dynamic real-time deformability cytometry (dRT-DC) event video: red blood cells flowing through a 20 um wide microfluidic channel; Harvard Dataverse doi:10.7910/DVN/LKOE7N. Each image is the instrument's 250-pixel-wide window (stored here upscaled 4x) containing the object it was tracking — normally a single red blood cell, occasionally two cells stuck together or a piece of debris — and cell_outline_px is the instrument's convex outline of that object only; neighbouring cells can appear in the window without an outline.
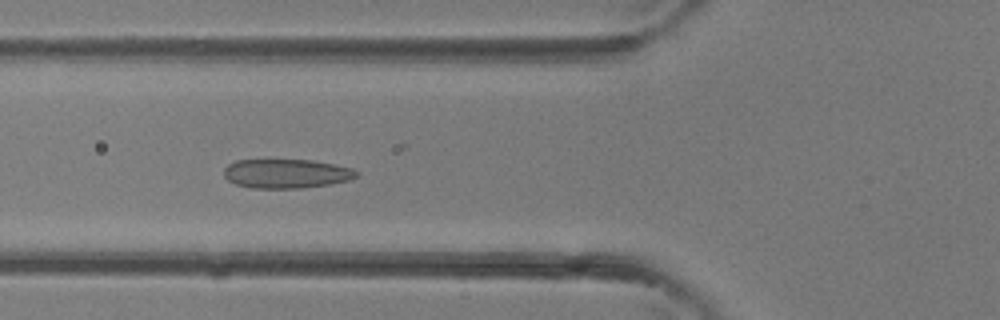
{"species": "common noctule bat (a hibernating species)", "species_latin": "Nyctalus noctula", "temperature_condition": "room temperature", "stored_images_in_passage": 20, "camera_frame_rate_fps": 3000, "um_per_image_px": 0.085, "animal": {"sex": "female"}, "frame": {"image": 1, "passage_image": 15, "time_ms": 4.667, "image_size_px": [1000, 320], "cell_outline_px": [[360, 176], [348, 180], [332, 184], [300, 188], [252, 188], [236, 184], [228, 180], [224, 176], [224, 168], [228, 164], [236, 160], [312, 160], [352, 168], [360, 172]], "centroid_in_image_um": [24.36, 14.76], "position_along_channel_um": 101.4, "area_um2": 22.6}}
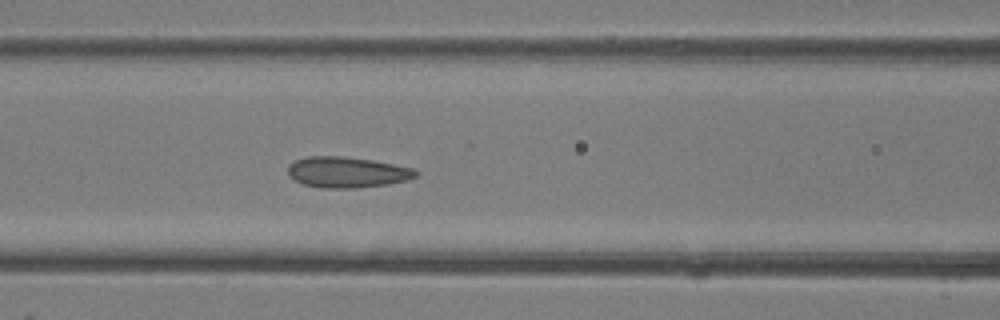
{"frame": {"image": 2, "passage_image": 17, "time_ms": 5.333, "image_size_px": [1000, 320], "cell_outline_px": [[420, 172], [416, 176], [408, 180], [388, 184], [356, 188], [320, 188], [304, 184], [288, 176], [288, 164], [296, 160], [308, 156], [344, 156], [372, 160], [416, 168]], "centroid_in_image_um": [29.53, 14.64], "position_along_channel_um": 137.1, "area_um2": 23.18}}
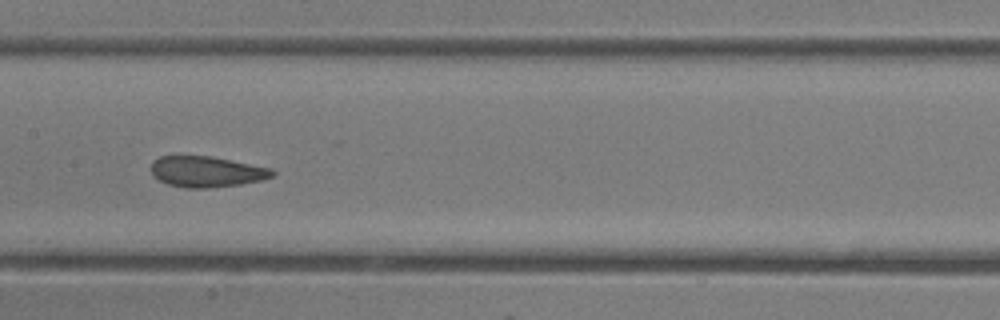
{"frame": {"image": 3, "passage_image": 20, "time_ms": 6.333, "image_size_px": [1000, 320], "cell_outline_px": [[276, 172], [272, 176], [260, 180], [240, 184], [204, 188], [184, 188], [168, 184], [152, 176], [152, 160], [160, 156], [212, 156], [272, 168]], "centroid_in_image_um": [17.54, 14.58], "position_along_channel_um": 189.9, "area_um2": 21.73}}